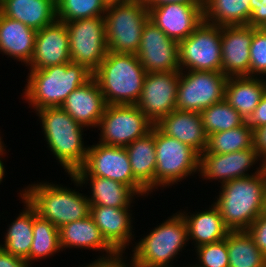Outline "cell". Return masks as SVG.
I'll use <instances>...</instances> for the list:
<instances>
[{
    "label": "cell",
    "instance_id": "1",
    "mask_svg": "<svg viewBox=\"0 0 266 267\" xmlns=\"http://www.w3.org/2000/svg\"><path fill=\"white\" fill-rule=\"evenodd\" d=\"M67 176L75 188L47 180H37L21 188V196L35 209L36 214L58 229L90 215V201L84 192H80L82 184L73 174Z\"/></svg>",
    "mask_w": 266,
    "mask_h": 267
},
{
    "label": "cell",
    "instance_id": "2",
    "mask_svg": "<svg viewBox=\"0 0 266 267\" xmlns=\"http://www.w3.org/2000/svg\"><path fill=\"white\" fill-rule=\"evenodd\" d=\"M213 197L225 226L230 231L247 230L266 208V168L244 178L221 184Z\"/></svg>",
    "mask_w": 266,
    "mask_h": 267
},
{
    "label": "cell",
    "instance_id": "3",
    "mask_svg": "<svg viewBox=\"0 0 266 267\" xmlns=\"http://www.w3.org/2000/svg\"><path fill=\"white\" fill-rule=\"evenodd\" d=\"M35 113L50 155L66 175L74 174L86 161L89 144L86 145L87 142L84 141V131L87 129L61 107L43 108Z\"/></svg>",
    "mask_w": 266,
    "mask_h": 267
},
{
    "label": "cell",
    "instance_id": "4",
    "mask_svg": "<svg viewBox=\"0 0 266 267\" xmlns=\"http://www.w3.org/2000/svg\"><path fill=\"white\" fill-rule=\"evenodd\" d=\"M28 71L20 96L34 114L43 108L61 107L72 91L93 77L87 67L72 62Z\"/></svg>",
    "mask_w": 266,
    "mask_h": 267
},
{
    "label": "cell",
    "instance_id": "5",
    "mask_svg": "<svg viewBox=\"0 0 266 267\" xmlns=\"http://www.w3.org/2000/svg\"><path fill=\"white\" fill-rule=\"evenodd\" d=\"M146 74L136 54L108 51L93 77L107 105H136Z\"/></svg>",
    "mask_w": 266,
    "mask_h": 267
},
{
    "label": "cell",
    "instance_id": "6",
    "mask_svg": "<svg viewBox=\"0 0 266 267\" xmlns=\"http://www.w3.org/2000/svg\"><path fill=\"white\" fill-rule=\"evenodd\" d=\"M171 214L134 243L133 260L146 267H185L174 263L189 246L187 224L179 211Z\"/></svg>",
    "mask_w": 266,
    "mask_h": 267
},
{
    "label": "cell",
    "instance_id": "7",
    "mask_svg": "<svg viewBox=\"0 0 266 267\" xmlns=\"http://www.w3.org/2000/svg\"><path fill=\"white\" fill-rule=\"evenodd\" d=\"M149 19L146 0H129L107 5L104 15L108 51L136 54L144 24Z\"/></svg>",
    "mask_w": 266,
    "mask_h": 267
},
{
    "label": "cell",
    "instance_id": "8",
    "mask_svg": "<svg viewBox=\"0 0 266 267\" xmlns=\"http://www.w3.org/2000/svg\"><path fill=\"white\" fill-rule=\"evenodd\" d=\"M156 150L155 191L172 188L199 174L200 154L191 146L162 133L154 125ZM195 175V176H194Z\"/></svg>",
    "mask_w": 266,
    "mask_h": 267
},
{
    "label": "cell",
    "instance_id": "9",
    "mask_svg": "<svg viewBox=\"0 0 266 267\" xmlns=\"http://www.w3.org/2000/svg\"><path fill=\"white\" fill-rule=\"evenodd\" d=\"M73 175L108 178L130 186L143 200L151 197V193L134 177L125 147L100 142L89 144L83 167Z\"/></svg>",
    "mask_w": 266,
    "mask_h": 267
},
{
    "label": "cell",
    "instance_id": "10",
    "mask_svg": "<svg viewBox=\"0 0 266 267\" xmlns=\"http://www.w3.org/2000/svg\"><path fill=\"white\" fill-rule=\"evenodd\" d=\"M180 71L222 72L221 26L206 21L178 42Z\"/></svg>",
    "mask_w": 266,
    "mask_h": 267
},
{
    "label": "cell",
    "instance_id": "11",
    "mask_svg": "<svg viewBox=\"0 0 266 267\" xmlns=\"http://www.w3.org/2000/svg\"><path fill=\"white\" fill-rule=\"evenodd\" d=\"M228 76L214 71H180L176 110L200 113L225 98Z\"/></svg>",
    "mask_w": 266,
    "mask_h": 267
},
{
    "label": "cell",
    "instance_id": "12",
    "mask_svg": "<svg viewBox=\"0 0 266 267\" xmlns=\"http://www.w3.org/2000/svg\"><path fill=\"white\" fill-rule=\"evenodd\" d=\"M153 124L137 105H107L97 127V142L126 147L151 131Z\"/></svg>",
    "mask_w": 266,
    "mask_h": 267
},
{
    "label": "cell",
    "instance_id": "13",
    "mask_svg": "<svg viewBox=\"0 0 266 267\" xmlns=\"http://www.w3.org/2000/svg\"><path fill=\"white\" fill-rule=\"evenodd\" d=\"M66 26L71 62L94 72L108 52L104 16L66 22Z\"/></svg>",
    "mask_w": 266,
    "mask_h": 267
},
{
    "label": "cell",
    "instance_id": "14",
    "mask_svg": "<svg viewBox=\"0 0 266 267\" xmlns=\"http://www.w3.org/2000/svg\"><path fill=\"white\" fill-rule=\"evenodd\" d=\"M265 168L266 162L258 152L254 148H248L225 154H200L197 176L214 184L218 181V186L236 178L261 173Z\"/></svg>",
    "mask_w": 266,
    "mask_h": 267
},
{
    "label": "cell",
    "instance_id": "15",
    "mask_svg": "<svg viewBox=\"0 0 266 267\" xmlns=\"http://www.w3.org/2000/svg\"><path fill=\"white\" fill-rule=\"evenodd\" d=\"M180 70L147 73L137 106L156 125L176 109Z\"/></svg>",
    "mask_w": 266,
    "mask_h": 267
},
{
    "label": "cell",
    "instance_id": "16",
    "mask_svg": "<svg viewBox=\"0 0 266 267\" xmlns=\"http://www.w3.org/2000/svg\"><path fill=\"white\" fill-rule=\"evenodd\" d=\"M136 56L147 73L180 70L178 42L150 19L144 24Z\"/></svg>",
    "mask_w": 266,
    "mask_h": 267
},
{
    "label": "cell",
    "instance_id": "17",
    "mask_svg": "<svg viewBox=\"0 0 266 267\" xmlns=\"http://www.w3.org/2000/svg\"><path fill=\"white\" fill-rule=\"evenodd\" d=\"M149 19L169 38H187L204 20L203 4L168 3L147 5Z\"/></svg>",
    "mask_w": 266,
    "mask_h": 267
},
{
    "label": "cell",
    "instance_id": "18",
    "mask_svg": "<svg viewBox=\"0 0 266 267\" xmlns=\"http://www.w3.org/2000/svg\"><path fill=\"white\" fill-rule=\"evenodd\" d=\"M131 208H113L90 205V215L98 226L102 237L117 252L125 253L126 249L134 247L135 221ZM134 228V229H133Z\"/></svg>",
    "mask_w": 266,
    "mask_h": 267
},
{
    "label": "cell",
    "instance_id": "19",
    "mask_svg": "<svg viewBox=\"0 0 266 267\" xmlns=\"http://www.w3.org/2000/svg\"><path fill=\"white\" fill-rule=\"evenodd\" d=\"M71 62L69 34L65 22L56 19L41 30H37L35 49L29 70H40Z\"/></svg>",
    "mask_w": 266,
    "mask_h": 267
},
{
    "label": "cell",
    "instance_id": "20",
    "mask_svg": "<svg viewBox=\"0 0 266 267\" xmlns=\"http://www.w3.org/2000/svg\"><path fill=\"white\" fill-rule=\"evenodd\" d=\"M253 27L235 25L221 27L222 73L228 77H250V46Z\"/></svg>",
    "mask_w": 266,
    "mask_h": 267
},
{
    "label": "cell",
    "instance_id": "21",
    "mask_svg": "<svg viewBox=\"0 0 266 267\" xmlns=\"http://www.w3.org/2000/svg\"><path fill=\"white\" fill-rule=\"evenodd\" d=\"M107 104L94 77L72 91L61 108L77 123L89 128H97Z\"/></svg>",
    "mask_w": 266,
    "mask_h": 267
},
{
    "label": "cell",
    "instance_id": "22",
    "mask_svg": "<svg viewBox=\"0 0 266 267\" xmlns=\"http://www.w3.org/2000/svg\"><path fill=\"white\" fill-rule=\"evenodd\" d=\"M59 237L64 252L72 248L98 251L100 255L95 257L97 259L112 257L117 253L102 237L91 215L59 228Z\"/></svg>",
    "mask_w": 266,
    "mask_h": 267
},
{
    "label": "cell",
    "instance_id": "23",
    "mask_svg": "<svg viewBox=\"0 0 266 267\" xmlns=\"http://www.w3.org/2000/svg\"><path fill=\"white\" fill-rule=\"evenodd\" d=\"M37 31L0 13V54L27 66L34 54Z\"/></svg>",
    "mask_w": 266,
    "mask_h": 267
},
{
    "label": "cell",
    "instance_id": "24",
    "mask_svg": "<svg viewBox=\"0 0 266 267\" xmlns=\"http://www.w3.org/2000/svg\"><path fill=\"white\" fill-rule=\"evenodd\" d=\"M155 126L165 135L191 146L199 154L207 147L208 136L200 113L175 109Z\"/></svg>",
    "mask_w": 266,
    "mask_h": 267
},
{
    "label": "cell",
    "instance_id": "25",
    "mask_svg": "<svg viewBox=\"0 0 266 267\" xmlns=\"http://www.w3.org/2000/svg\"><path fill=\"white\" fill-rule=\"evenodd\" d=\"M207 206H209L207 208ZM204 210H178L184 217L188 228V240L191 247L214 243L226 238L230 231L224 224L219 209L211 202ZM183 210V211H182ZM194 243V244H193Z\"/></svg>",
    "mask_w": 266,
    "mask_h": 267
},
{
    "label": "cell",
    "instance_id": "26",
    "mask_svg": "<svg viewBox=\"0 0 266 267\" xmlns=\"http://www.w3.org/2000/svg\"><path fill=\"white\" fill-rule=\"evenodd\" d=\"M75 177L82 184L83 189L88 186L87 189L90 191L87 190L86 196L90 201V205L132 208L134 207L132 204H135L136 199L141 200L140 196L130 186L120 182L97 176Z\"/></svg>",
    "mask_w": 266,
    "mask_h": 267
},
{
    "label": "cell",
    "instance_id": "27",
    "mask_svg": "<svg viewBox=\"0 0 266 267\" xmlns=\"http://www.w3.org/2000/svg\"><path fill=\"white\" fill-rule=\"evenodd\" d=\"M0 13L37 31L57 19L56 0H0Z\"/></svg>",
    "mask_w": 266,
    "mask_h": 267
},
{
    "label": "cell",
    "instance_id": "28",
    "mask_svg": "<svg viewBox=\"0 0 266 267\" xmlns=\"http://www.w3.org/2000/svg\"><path fill=\"white\" fill-rule=\"evenodd\" d=\"M19 200L24 203L21 212L7 225L3 233V241L0 247L15 257L26 260L29 263V252L33 240V207L21 196V190L17 193ZM3 242V243H2Z\"/></svg>",
    "mask_w": 266,
    "mask_h": 267
},
{
    "label": "cell",
    "instance_id": "29",
    "mask_svg": "<svg viewBox=\"0 0 266 267\" xmlns=\"http://www.w3.org/2000/svg\"><path fill=\"white\" fill-rule=\"evenodd\" d=\"M265 92L266 78L249 76L229 77L224 99L246 121L258 106Z\"/></svg>",
    "mask_w": 266,
    "mask_h": 267
},
{
    "label": "cell",
    "instance_id": "30",
    "mask_svg": "<svg viewBox=\"0 0 266 267\" xmlns=\"http://www.w3.org/2000/svg\"><path fill=\"white\" fill-rule=\"evenodd\" d=\"M125 148L134 177L153 195L156 168L154 125L144 137L136 139Z\"/></svg>",
    "mask_w": 266,
    "mask_h": 267
},
{
    "label": "cell",
    "instance_id": "31",
    "mask_svg": "<svg viewBox=\"0 0 266 267\" xmlns=\"http://www.w3.org/2000/svg\"><path fill=\"white\" fill-rule=\"evenodd\" d=\"M204 21L217 26L248 25L250 0H205Z\"/></svg>",
    "mask_w": 266,
    "mask_h": 267
},
{
    "label": "cell",
    "instance_id": "32",
    "mask_svg": "<svg viewBox=\"0 0 266 267\" xmlns=\"http://www.w3.org/2000/svg\"><path fill=\"white\" fill-rule=\"evenodd\" d=\"M227 251L229 267H266V256L247 230L228 232Z\"/></svg>",
    "mask_w": 266,
    "mask_h": 267
},
{
    "label": "cell",
    "instance_id": "33",
    "mask_svg": "<svg viewBox=\"0 0 266 267\" xmlns=\"http://www.w3.org/2000/svg\"><path fill=\"white\" fill-rule=\"evenodd\" d=\"M59 229L49 220L36 214L33 208V240L29 252V264L50 259L61 253Z\"/></svg>",
    "mask_w": 266,
    "mask_h": 267
},
{
    "label": "cell",
    "instance_id": "34",
    "mask_svg": "<svg viewBox=\"0 0 266 267\" xmlns=\"http://www.w3.org/2000/svg\"><path fill=\"white\" fill-rule=\"evenodd\" d=\"M248 148H254V130L245 122L240 127L209 135L202 154H225Z\"/></svg>",
    "mask_w": 266,
    "mask_h": 267
},
{
    "label": "cell",
    "instance_id": "35",
    "mask_svg": "<svg viewBox=\"0 0 266 267\" xmlns=\"http://www.w3.org/2000/svg\"><path fill=\"white\" fill-rule=\"evenodd\" d=\"M200 114L207 136L240 127L246 122L225 99L205 108Z\"/></svg>",
    "mask_w": 266,
    "mask_h": 267
},
{
    "label": "cell",
    "instance_id": "36",
    "mask_svg": "<svg viewBox=\"0 0 266 267\" xmlns=\"http://www.w3.org/2000/svg\"><path fill=\"white\" fill-rule=\"evenodd\" d=\"M106 9L104 0H56V17L65 23L104 16Z\"/></svg>",
    "mask_w": 266,
    "mask_h": 267
},
{
    "label": "cell",
    "instance_id": "37",
    "mask_svg": "<svg viewBox=\"0 0 266 267\" xmlns=\"http://www.w3.org/2000/svg\"><path fill=\"white\" fill-rule=\"evenodd\" d=\"M194 249L196 262H191L193 267H229L227 236L221 241L203 244Z\"/></svg>",
    "mask_w": 266,
    "mask_h": 267
},
{
    "label": "cell",
    "instance_id": "38",
    "mask_svg": "<svg viewBox=\"0 0 266 267\" xmlns=\"http://www.w3.org/2000/svg\"><path fill=\"white\" fill-rule=\"evenodd\" d=\"M250 77L266 78V32L256 27L250 46Z\"/></svg>",
    "mask_w": 266,
    "mask_h": 267
},
{
    "label": "cell",
    "instance_id": "39",
    "mask_svg": "<svg viewBox=\"0 0 266 267\" xmlns=\"http://www.w3.org/2000/svg\"><path fill=\"white\" fill-rule=\"evenodd\" d=\"M255 245L266 256V213L260 214L247 229Z\"/></svg>",
    "mask_w": 266,
    "mask_h": 267
},
{
    "label": "cell",
    "instance_id": "40",
    "mask_svg": "<svg viewBox=\"0 0 266 267\" xmlns=\"http://www.w3.org/2000/svg\"><path fill=\"white\" fill-rule=\"evenodd\" d=\"M127 258L130 257L128 255L125 256L124 253H116L114 256L108 258H94V261L91 260V262L85 263L82 266L78 265V267H130L131 259L127 260Z\"/></svg>",
    "mask_w": 266,
    "mask_h": 267
},
{
    "label": "cell",
    "instance_id": "41",
    "mask_svg": "<svg viewBox=\"0 0 266 267\" xmlns=\"http://www.w3.org/2000/svg\"><path fill=\"white\" fill-rule=\"evenodd\" d=\"M250 7L251 16L248 25L261 28L266 22V1L250 0Z\"/></svg>",
    "mask_w": 266,
    "mask_h": 267
},
{
    "label": "cell",
    "instance_id": "42",
    "mask_svg": "<svg viewBox=\"0 0 266 267\" xmlns=\"http://www.w3.org/2000/svg\"><path fill=\"white\" fill-rule=\"evenodd\" d=\"M246 123L253 130L266 125V92L261 97L258 106L246 120Z\"/></svg>",
    "mask_w": 266,
    "mask_h": 267
},
{
    "label": "cell",
    "instance_id": "43",
    "mask_svg": "<svg viewBox=\"0 0 266 267\" xmlns=\"http://www.w3.org/2000/svg\"><path fill=\"white\" fill-rule=\"evenodd\" d=\"M0 267H32L26 260L15 257L0 247Z\"/></svg>",
    "mask_w": 266,
    "mask_h": 267
},
{
    "label": "cell",
    "instance_id": "44",
    "mask_svg": "<svg viewBox=\"0 0 266 267\" xmlns=\"http://www.w3.org/2000/svg\"><path fill=\"white\" fill-rule=\"evenodd\" d=\"M254 149L266 162V125L254 130Z\"/></svg>",
    "mask_w": 266,
    "mask_h": 267
},
{
    "label": "cell",
    "instance_id": "45",
    "mask_svg": "<svg viewBox=\"0 0 266 267\" xmlns=\"http://www.w3.org/2000/svg\"><path fill=\"white\" fill-rule=\"evenodd\" d=\"M205 0H146L147 5H164L168 3L204 4Z\"/></svg>",
    "mask_w": 266,
    "mask_h": 267
},
{
    "label": "cell",
    "instance_id": "46",
    "mask_svg": "<svg viewBox=\"0 0 266 267\" xmlns=\"http://www.w3.org/2000/svg\"><path fill=\"white\" fill-rule=\"evenodd\" d=\"M6 144L0 149V185L4 182L3 180H5L4 178L6 177L5 173H7L6 171V165L4 164L5 161V157H7V153L10 151L8 149V151L6 150Z\"/></svg>",
    "mask_w": 266,
    "mask_h": 267
},
{
    "label": "cell",
    "instance_id": "47",
    "mask_svg": "<svg viewBox=\"0 0 266 267\" xmlns=\"http://www.w3.org/2000/svg\"><path fill=\"white\" fill-rule=\"evenodd\" d=\"M130 258H131L130 267H146V266H143V265L137 263L135 260H133L131 255H130Z\"/></svg>",
    "mask_w": 266,
    "mask_h": 267
},
{
    "label": "cell",
    "instance_id": "48",
    "mask_svg": "<svg viewBox=\"0 0 266 267\" xmlns=\"http://www.w3.org/2000/svg\"><path fill=\"white\" fill-rule=\"evenodd\" d=\"M107 5L108 4H112V3H119V2H125V1H129V0H104Z\"/></svg>",
    "mask_w": 266,
    "mask_h": 267
},
{
    "label": "cell",
    "instance_id": "49",
    "mask_svg": "<svg viewBox=\"0 0 266 267\" xmlns=\"http://www.w3.org/2000/svg\"><path fill=\"white\" fill-rule=\"evenodd\" d=\"M2 132H1V130H0V149L5 145V143H4V140H3V134H1Z\"/></svg>",
    "mask_w": 266,
    "mask_h": 267
},
{
    "label": "cell",
    "instance_id": "50",
    "mask_svg": "<svg viewBox=\"0 0 266 267\" xmlns=\"http://www.w3.org/2000/svg\"><path fill=\"white\" fill-rule=\"evenodd\" d=\"M261 29H262L263 31L266 32V22H265V24L261 27Z\"/></svg>",
    "mask_w": 266,
    "mask_h": 267
},
{
    "label": "cell",
    "instance_id": "51",
    "mask_svg": "<svg viewBox=\"0 0 266 267\" xmlns=\"http://www.w3.org/2000/svg\"><path fill=\"white\" fill-rule=\"evenodd\" d=\"M185 267H193V266H192L191 264L188 263Z\"/></svg>",
    "mask_w": 266,
    "mask_h": 267
}]
</instances>
